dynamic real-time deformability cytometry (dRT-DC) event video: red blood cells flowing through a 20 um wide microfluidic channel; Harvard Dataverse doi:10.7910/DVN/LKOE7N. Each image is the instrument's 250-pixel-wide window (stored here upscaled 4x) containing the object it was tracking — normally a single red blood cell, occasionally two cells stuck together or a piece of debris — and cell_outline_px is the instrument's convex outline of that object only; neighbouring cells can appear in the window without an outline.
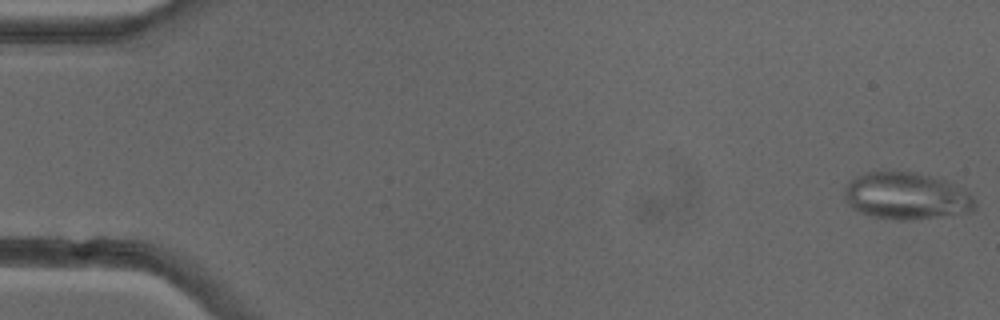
{"species": "common noctule bat (a hibernating species)", "species_latin": "Nyctalus noctula", "temperature_condition": "cold", "stored_images_in_passage": 48, "camera_frame_rate_fps": 3000, "um_per_image_px": 0.085, "animal": {"sex": "female"}, "frame": {"image": 1, "passage_image": 1, "time_ms": 0.0, "image_size_px": [1000, 320], "cell_outline_px": [[976, 208], [972, 212], [908, 220], [896, 220], [872, 216], [860, 212], [852, 208], [844, 200], [844, 188], [856, 176], [868, 172], [916, 172], [952, 180], [964, 188], [976, 200]], "centroid_in_image_um": [77.1, 16.65], "position_along_channel_um": 7.9, "area_um2": 36.24}}
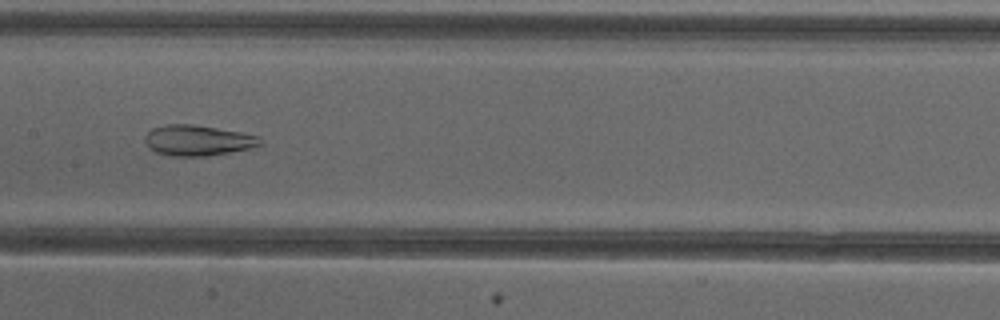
{"frame": {"image": 2, "passage_image": 26, "time_ms": 8.333, "image_size_px": [1000, 320], "cell_outline_px": [[264, 144], [248, 148], [228, 152], [204, 156], [172, 156], [156, 152], [148, 148], [144, 140], [144, 136], [152, 128], [164, 124], [192, 124], [240, 132], [260, 136], [264, 140]], "centroid_in_image_um": [16.79, 11.92], "position_along_channel_um": 190.6, "area_um2": 20.58}}
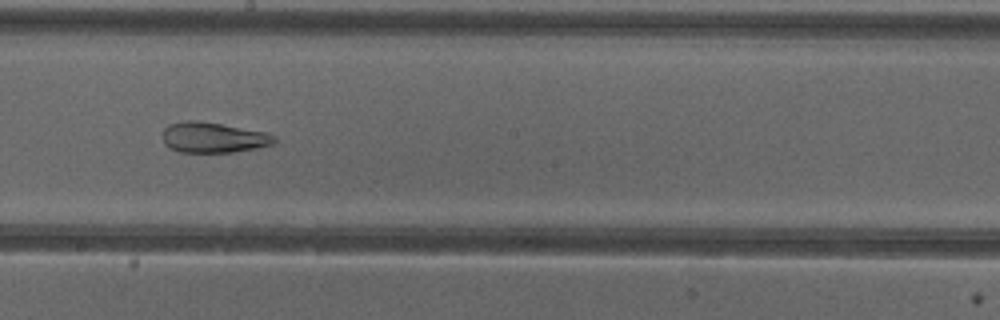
{"frame": {"image": 3, "passage_image": 29, "time_ms": 9.333, "image_size_px": [1000, 320], "cell_outline_px": [[276, 140], [272, 144], [256, 148], [232, 152], [180, 152], [164, 144], [164, 128], [168, 124], [184, 120], [196, 120], [268, 132], [276, 136]], "centroid_in_image_um": [18.14, 11.68], "position_along_channel_um": 230.1, "area_um2": 19.77}}